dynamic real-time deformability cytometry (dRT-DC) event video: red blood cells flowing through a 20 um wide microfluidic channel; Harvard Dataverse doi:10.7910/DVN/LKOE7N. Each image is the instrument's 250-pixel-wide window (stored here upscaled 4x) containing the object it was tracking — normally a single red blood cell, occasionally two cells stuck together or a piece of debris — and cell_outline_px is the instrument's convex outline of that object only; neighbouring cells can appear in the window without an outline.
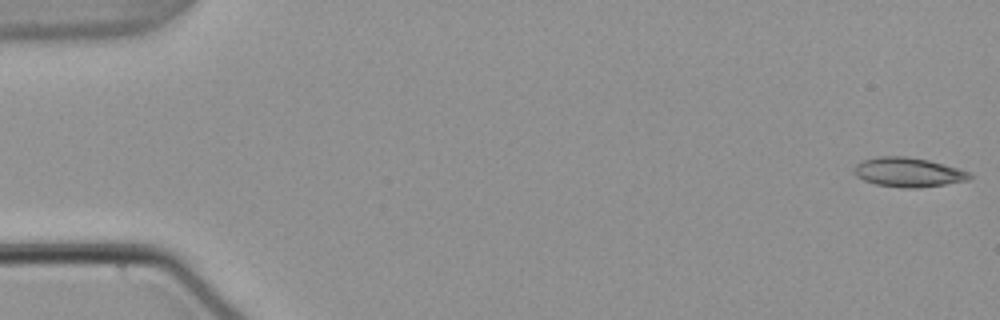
{"species": "common noctule bat (a hibernating species)", "species_latin": "Nyctalus noctula", "temperature_condition": "warm", "stored_images_in_passage": 54, "camera_frame_rate_fps": 3000, "um_per_image_px": 0.085, "animal": {"sex": "male", "body_mass_g": 21.5, "forearm_length_mm": 52.0}, "frame": {"image": 1, "passage_image": 1, "time_ms": 0.0, "image_size_px": [1000, 320], "cell_outline_px": [[972, 176], [968, 180], [944, 184], [916, 188], [904, 188], [876, 184], [864, 180], [856, 176], [856, 164], [860, 160], [876, 156], [904, 156], [928, 160], [960, 168], [968, 172]], "centroid_in_image_um": [77.19, 14.63], "position_along_channel_um": 7.8, "area_um2": 19.65}}
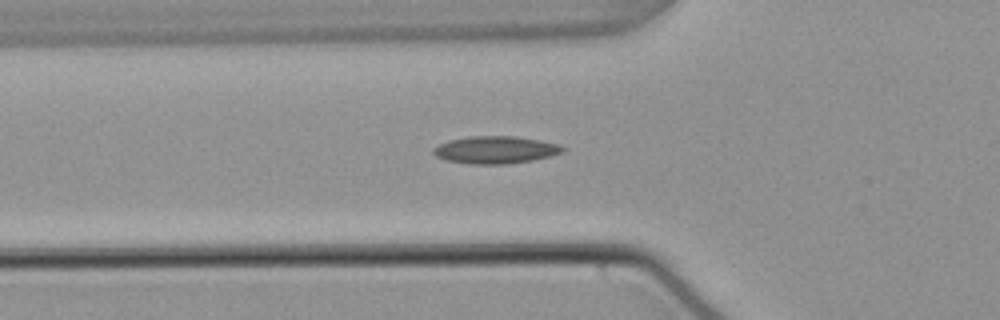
{"frame": {"image": 2, "passage_image": 19, "time_ms": 6.0, "image_size_px": [1000, 320], "cell_outline_px": [[564, 152], [532, 160], [504, 164], [472, 164], [444, 160], [436, 156], [432, 152], [432, 148], [448, 140], [468, 136], [512, 136], [540, 140], [556, 144], [564, 148]], "centroid_in_image_um": [42.05, 12.73], "position_along_channel_um": 83.8, "area_um2": 20.52}}
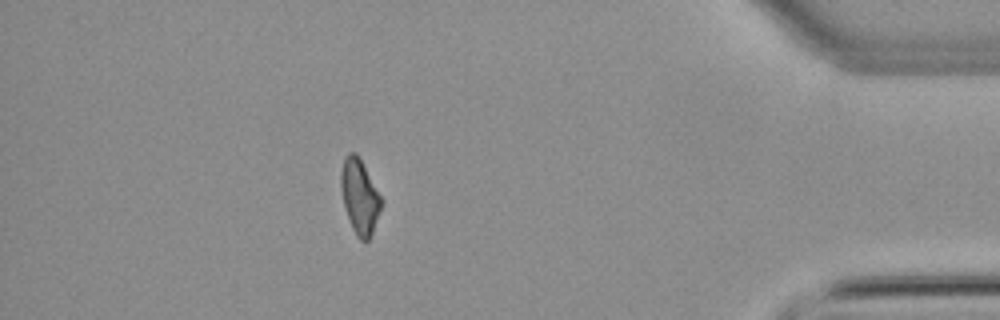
{"frame": {"image": 3, "passage_image": 48, "time_ms": 15.667, "image_size_px": [1000, 320], "cell_outline_px": [[384, 200], [372, 232], [368, 240], [360, 240], [356, 236], [352, 228], [344, 208], [340, 188], [340, 172], [344, 156], [348, 152], [356, 152]], "centroid_in_image_um": [30.55, 16.68], "position_along_channel_um": 404.6, "area_um2": 17.74}, "authors_computed_cell_mechanics": {"area_um2": 18.785, "velocity_mm_per_s": 3.795, "shape_relaxation_time_tau1_ms": null, "shape_relaxation_time_tau2_ms": 4.7877, "deformation_change_tau1": null, "deformation_change_tau2": 0.1402}}